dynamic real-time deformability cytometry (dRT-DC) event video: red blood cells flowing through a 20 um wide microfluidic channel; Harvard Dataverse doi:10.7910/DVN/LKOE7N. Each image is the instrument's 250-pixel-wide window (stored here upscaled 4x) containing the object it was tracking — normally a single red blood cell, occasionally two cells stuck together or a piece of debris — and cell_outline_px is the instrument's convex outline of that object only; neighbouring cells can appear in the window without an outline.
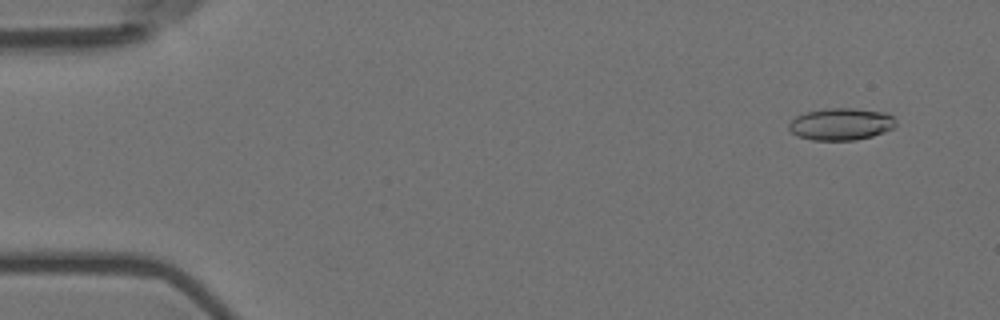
{"species": "Egyptian fruit bat (a non-hibernating species)", "species_latin": "Rousettus aegyptiacus", "temperature_condition": "room temperature", "stored_images_in_passage": 57, "camera_frame_rate_fps": 3000, "um_per_image_px": 0.085, "animal": {"sex": "female"}, "frame": {"image": 1, "passage_image": 4, "time_ms": 1.0, "image_size_px": [1000, 320], "cell_outline_px": [[896, 124], [892, 128], [884, 132], [872, 136], [856, 140], [812, 140], [796, 136], [788, 128], [788, 124], [796, 116], [808, 112], [824, 108], [856, 108], [884, 112], [892, 116], [896, 120]], "centroid_in_image_um": [71.48, 10.55], "position_along_channel_um": 13.5, "area_um2": 20.06}}
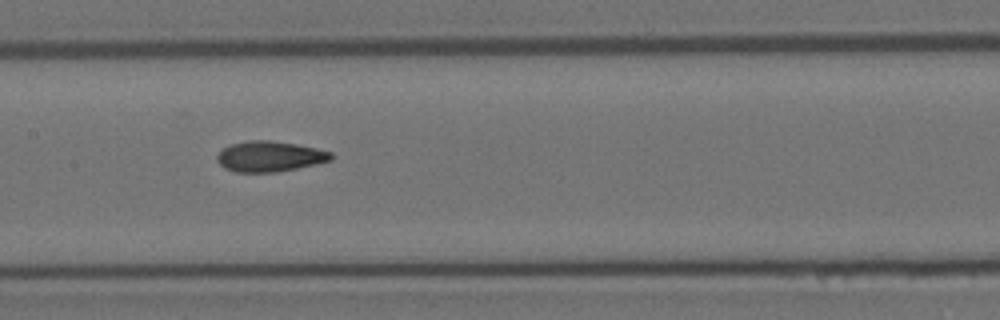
{"frame": {"image": 2, "passage_image": 28, "time_ms": 9.0, "image_size_px": [1000, 320], "cell_outline_px": [[332, 160], [316, 164], [276, 172], [236, 172], [224, 168], [216, 160], [216, 156], [224, 148], [232, 144], [248, 140], [268, 140], [296, 144], [316, 148], [332, 152]], "centroid_in_image_um": [22.92, 13.3], "position_along_channel_um": 184.5, "area_um2": 20.17}}
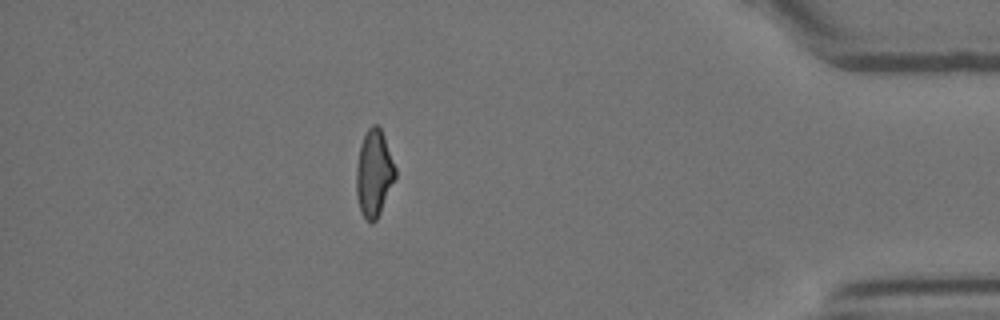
{"frame": {"image": 3, "passage_image": 50, "time_ms": 16.333, "image_size_px": [1000, 320], "cell_outline_px": [[396, 176], [380, 212], [376, 220], [372, 224], [364, 216], [360, 208], [356, 196], [356, 168], [360, 144], [368, 128], [372, 124], [376, 124], [380, 128], [384, 136], [396, 168]], "centroid_in_image_um": [31.78, 14.71], "position_along_channel_um": 403.4, "area_um2": 19.54}, "authors_computed_cell_mechanics": {"area_um2": 19.9988, "velocity_mm_per_s": 3.5941, "shape_relaxation_time_tau1_ms": null, "shape_relaxation_time_tau2_ms": 2.1372, "deformation_change_tau1": null, "deformation_change_tau2": 0.089}}